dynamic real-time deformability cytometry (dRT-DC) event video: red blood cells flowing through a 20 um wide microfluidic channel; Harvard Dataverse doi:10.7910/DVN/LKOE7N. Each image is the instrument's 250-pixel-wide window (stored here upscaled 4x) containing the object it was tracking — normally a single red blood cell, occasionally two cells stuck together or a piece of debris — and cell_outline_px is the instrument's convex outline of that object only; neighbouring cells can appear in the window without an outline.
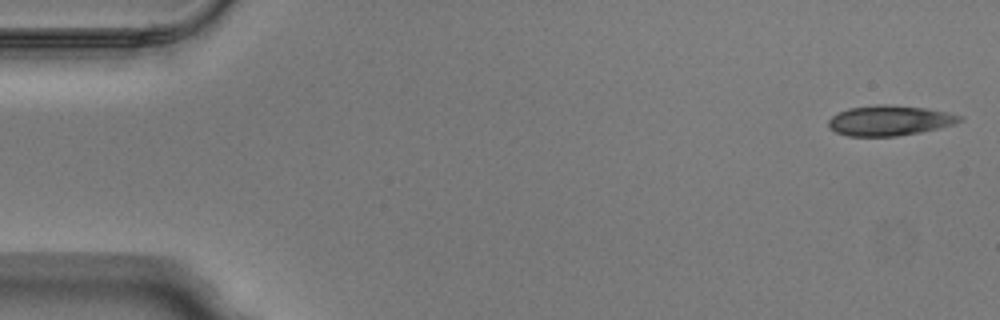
{"species": "Egyptian fruit bat (a non-hibernating species)", "species_latin": "Rousettus aegyptiacus", "temperature_condition": "warm", "stored_images_in_passage": 49, "camera_frame_rate_fps": 3000, "um_per_image_px": 0.085, "animal": {"sex": "male"}, "frame": {"image": 1, "passage_image": 1, "time_ms": 0.0, "image_size_px": [1000, 320], "cell_outline_px": [[964, 120], [956, 124], [940, 128], [920, 132], [896, 136], [848, 136], [836, 132], [828, 128], [828, 120], [832, 116], [848, 108], [876, 104], [888, 104], [928, 108], [948, 112], [964, 116]], "centroid_in_image_um": [75.65, 10.23], "position_along_channel_um": 9.3, "area_um2": 23.41}}
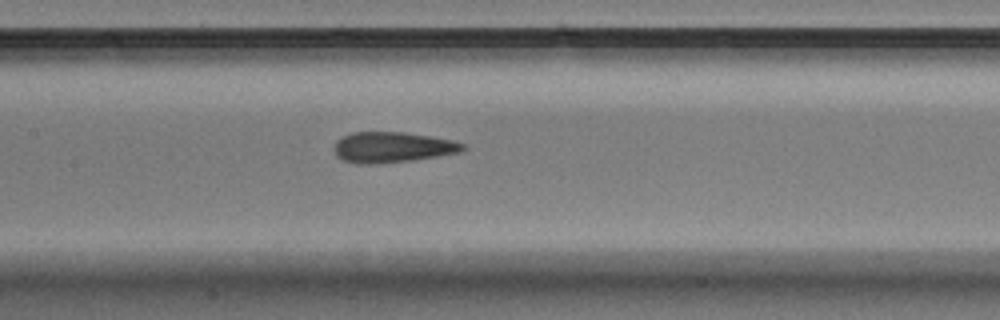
{"frame": {"image": 2, "passage_image": 23, "time_ms": 7.333, "image_size_px": [1000, 320], "cell_outline_px": [[468, 148], [460, 152], [412, 160], [368, 164], [356, 164], [344, 160], [336, 156], [336, 140], [340, 136], [352, 132], [404, 132], [452, 140], [464, 144]], "centroid_in_image_um": [33.34, 12.51], "position_along_channel_um": 174.1, "area_um2": 22.77}}
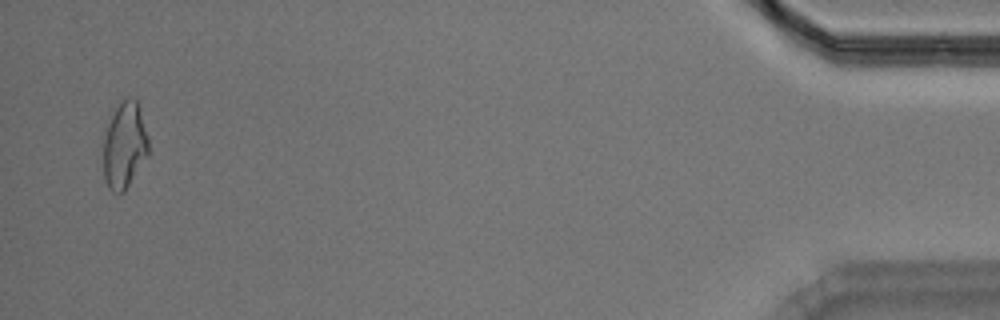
{"frame": {"image": 3, "passage_image": 48, "time_ms": 15.667, "image_size_px": [1000, 320], "cell_outline_px": [[148, 156], [124, 192], [112, 192], [108, 188], [104, 180], [104, 136], [108, 124], [116, 108], [128, 96], [132, 96], [136, 100], [140, 108], [148, 136]], "centroid_in_image_um": [10.6, 12.37], "position_along_channel_um": 424.6, "area_um2": 22.66}, "authors_computed_cell_mechanics": {"area_um2": 22.6576, "velocity_mm_per_s": 4.031, "shape_relaxation_time_tau1_ms": 10.2326, "shape_relaxation_time_tau2_ms": 2.0681, "deformation_change_tau1": 0.2412, "deformation_change_tau2": 0.0896}}